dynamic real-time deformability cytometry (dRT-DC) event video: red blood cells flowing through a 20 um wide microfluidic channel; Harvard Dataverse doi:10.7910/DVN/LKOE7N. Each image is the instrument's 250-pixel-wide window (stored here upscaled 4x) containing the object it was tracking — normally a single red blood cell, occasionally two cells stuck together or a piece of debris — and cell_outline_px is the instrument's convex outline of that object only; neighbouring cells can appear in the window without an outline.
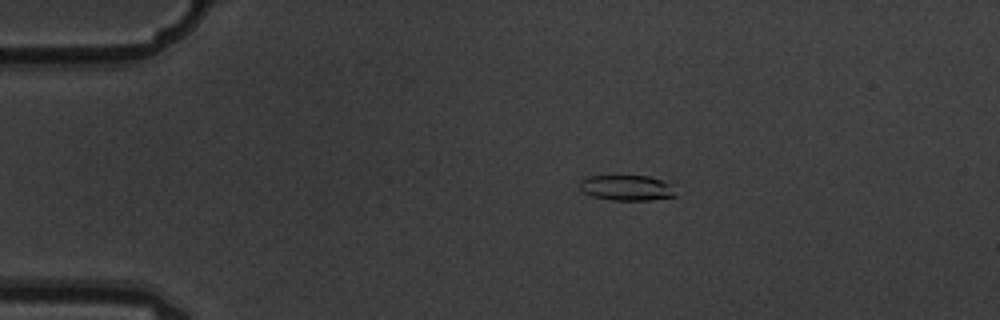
{"species": "common noctule bat (a hibernating species)", "species_latin": "Nyctalus noctula", "temperature_condition": "warm", "stored_images_in_passage": 8, "camera_frame_rate_fps": 3000, "um_per_image_px": 0.085, "animal": {"sex": "male", "body_mass_g": 19.5, "forearm_length_mm": 54.6}, "frame": {"image": 1, "passage_image": 2, "time_ms": 0.333, "image_size_px": [1000, 320], "cell_outline_px": [[676, 196], [648, 200], [608, 200], [592, 196], [584, 192], [580, 188], [580, 180], [588, 176], [648, 176], [664, 180], [668, 184]], "centroid_in_image_um": [53.22, 15.96], "position_along_channel_um": 31.8, "area_um2": 14.05}}
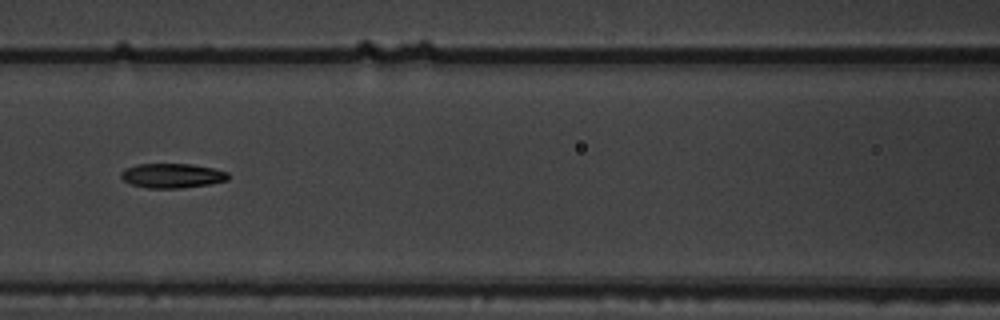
{"frame": {"image": 2, "passage_image": 6, "time_ms": 1.667, "image_size_px": [1000, 320], "cell_outline_px": [[228, 180], [208, 184], [180, 188], [148, 188], [132, 184], [124, 180], [120, 176], [120, 172], [124, 168], [136, 164], [192, 164], [212, 168], [228, 172]], "centroid_in_image_um": [14.6, 14.92], "position_along_channel_um": 152.0, "area_um2": 15.26}}
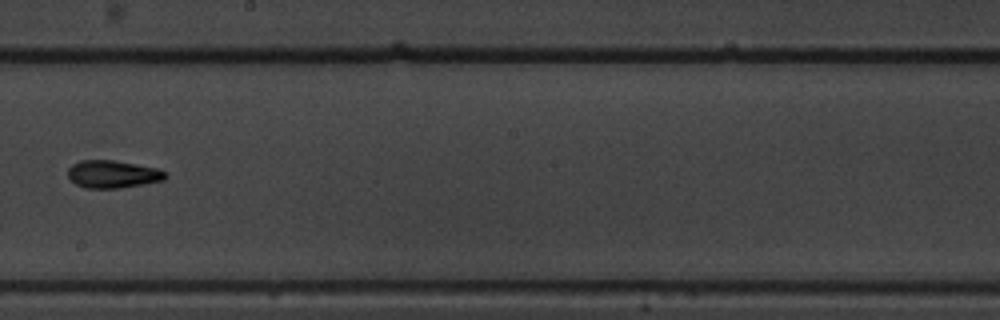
{"frame": {"image": 3, "passage_image": 8, "time_ms": 2.333, "image_size_px": [1000, 320], "cell_outline_px": [[168, 176], [164, 180], [120, 188], [84, 188], [76, 184], [68, 176], [68, 168], [72, 164], [80, 160], [112, 160], [136, 164], [156, 168], [168, 172]], "centroid_in_image_um": [9.59, 14.8], "position_along_channel_um": 238.6, "area_um2": 15.72}}